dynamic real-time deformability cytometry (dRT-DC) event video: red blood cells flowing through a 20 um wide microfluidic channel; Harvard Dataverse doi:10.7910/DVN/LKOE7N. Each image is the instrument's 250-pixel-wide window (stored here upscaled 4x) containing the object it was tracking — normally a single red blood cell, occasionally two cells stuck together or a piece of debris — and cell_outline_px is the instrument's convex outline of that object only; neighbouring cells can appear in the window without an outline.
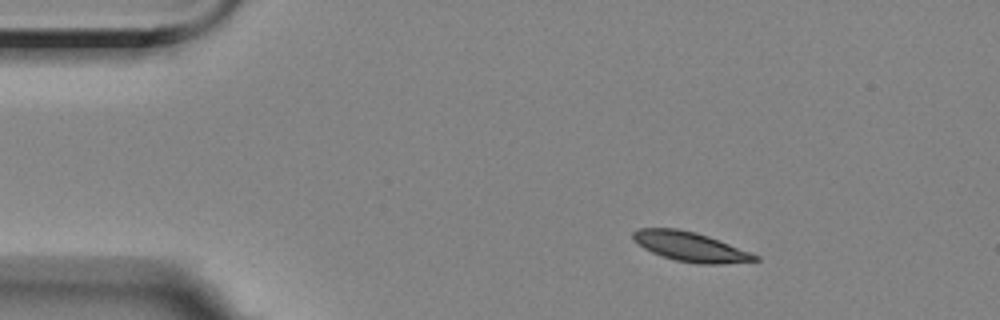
{"species": "Egyptian fruit bat (a non-hibernating species)", "species_latin": "Rousettus aegyptiacus", "temperature_condition": "room temperature", "stored_images_in_passage": 12, "camera_frame_rate_fps": 3000, "um_per_image_px": 0.085, "animal": {"sex": "female"}, "frame": {"image": 1, "passage_image": 1, "time_ms": 0.0, "image_size_px": [1000, 320], "cell_outline_px": [[760, 260], [720, 264], [696, 264], [676, 260], [652, 252], [644, 248], [632, 240], [632, 232], [636, 228], [676, 228], [696, 232], [708, 236], [760, 256]], "centroid_in_image_um": [58.65, 20.96], "position_along_channel_um": 26.4, "area_um2": 20.87}}
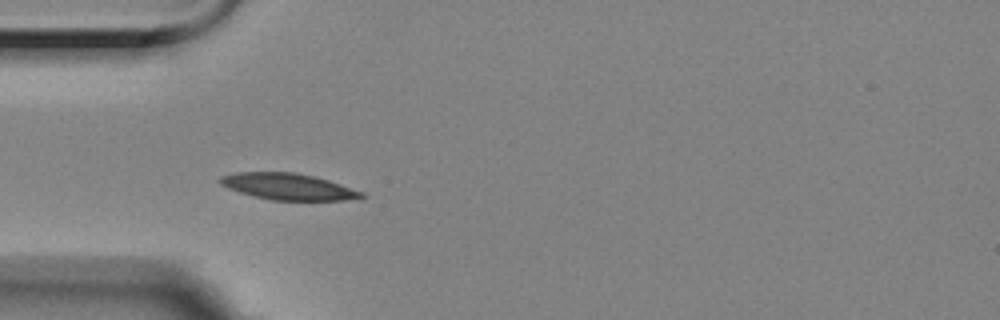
{"frame": {"image": 2, "passage_image": 9, "time_ms": 2.667, "image_size_px": [1000, 320], "cell_outline_px": [[368, 196], [344, 200], [272, 200], [252, 196], [228, 188], [220, 184], [220, 176], [236, 172], [296, 172], [328, 180], [364, 192]], "centroid_in_image_um": [24.49, 15.86], "position_along_channel_um": 60.5, "area_um2": 21.68}}
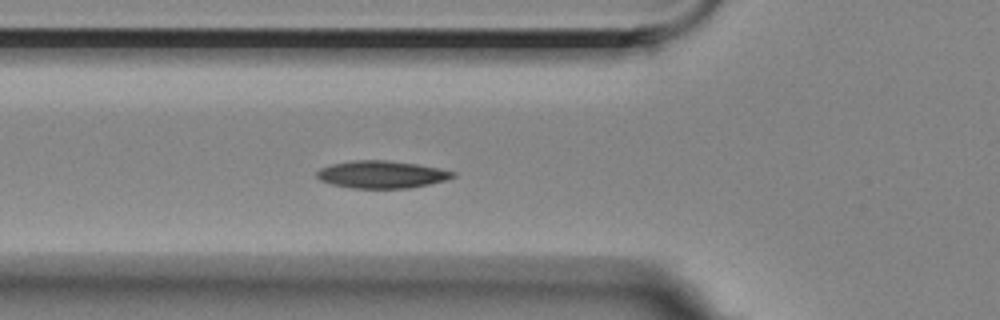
{"frame": {"image": 3, "passage_image": 12, "time_ms": 3.667, "image_size_px": [1000, 320], "cell_outline_px": [[456, 176], [448, 180], [408, 188], [352, 188], [332, 184], [320, 180], [316, 176], [316, 172], [320, 168], [332, 164], [352, 160], [388, 160], [416, 164], [440, 168], [456, 172]], "centroid_in_image_um": [32.46, 14.82], "position_along_channel_um": 93.3, "area_um2": 21.79}}